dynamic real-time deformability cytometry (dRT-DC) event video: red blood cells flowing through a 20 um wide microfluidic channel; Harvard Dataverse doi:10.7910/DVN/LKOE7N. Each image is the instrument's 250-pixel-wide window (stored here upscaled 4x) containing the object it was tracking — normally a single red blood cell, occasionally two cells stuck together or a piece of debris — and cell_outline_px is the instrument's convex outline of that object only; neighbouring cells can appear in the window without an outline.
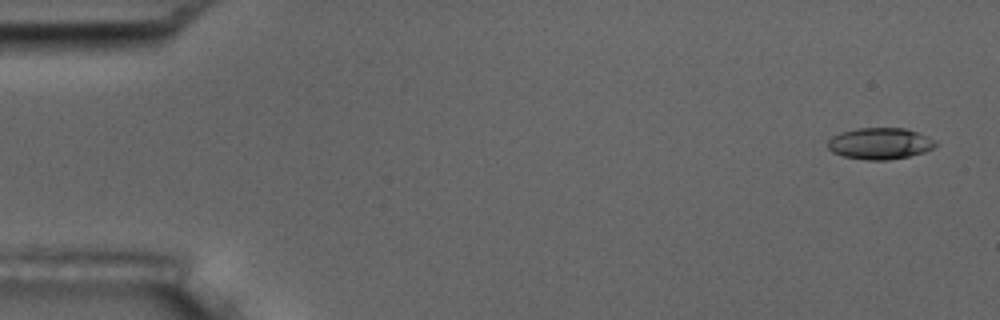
{"species": "common noctule bat (a hibernating species)", "species_latin": "Nyctalus noctula", "temperature_condition": "room temperature", "stored_images_in_passage": 5, "camera_frame_rate_fps": 3000, "um_per_image_px": 0.085, "animal": {"sex": "male", "body_mass_g": 17.5, "forearm_length_mm": 52.3}, "frame": {"image": 1, "passage_image": 1, "time_ms": 0.0, "image_size_px": [1000, 320], "cell_outline_px": [[940, 144], [924, 152], [908, 156], [888, 160], [868, 160], [844, 156], [832, 152], [828, 148], [828, 140], [832, 136], [840, 132], [856, 128], [904, 128], [916, 132], [936, 140]], "centroid_in_image_um": [74.79, 12.19], "position_along_channel_um": 10.2, "area_um2": 19.77}}
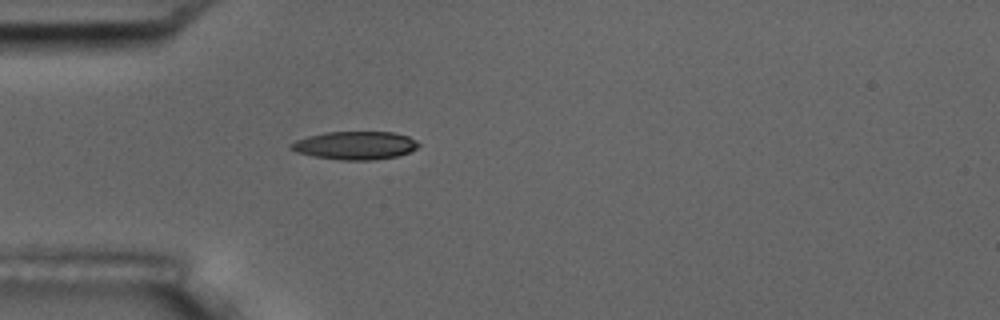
{"frame": {"image": 2, "passage_image": 5, "time_ms": 4.667, "image_size_px": [1000, 320], "cell_outline_px": [[420, 144], [416, 148], [408, 152], [396, 156], [376, 160], [340, 160], [312, 156], [296, 152], [288, 148], [288, 144], [296, 140], [308, 136], [324, 132], [392, 132], [408, 136], [416, 140]], "centroid_in_image_um": [30.14, 12.36], "position_along_channel_um": 54.9, "area_um2": 21.04}}